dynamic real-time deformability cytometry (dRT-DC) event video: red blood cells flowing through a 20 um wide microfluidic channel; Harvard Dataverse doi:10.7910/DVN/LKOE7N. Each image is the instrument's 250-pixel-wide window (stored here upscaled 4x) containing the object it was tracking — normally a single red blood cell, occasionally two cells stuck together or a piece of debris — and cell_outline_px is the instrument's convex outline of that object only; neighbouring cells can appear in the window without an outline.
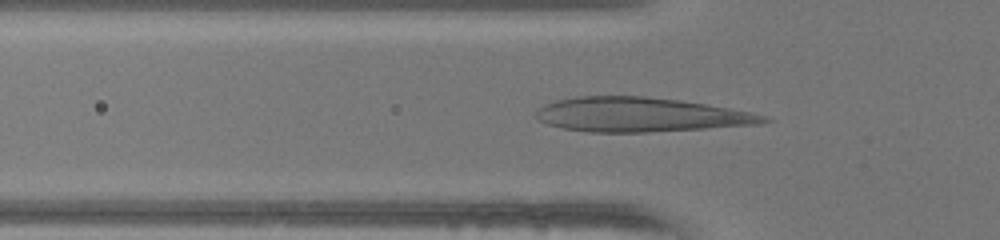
{"species": "human", "species_latin": "Homo sapiens", "temperature_condition": "warm", "stored_images_in_passage": 31, "camera_frame_rate_fps": 3000, "um_per_image_px": 0.085, "donor": {"sex": "female"}, "frame": {"image": 1, "passage_image": 3, "time_ms": 0.667, "image_size_px": [1000, 240], "cell_outline_px": [[772, 120], [760, 124], [648, 132], [588, 132], [564, 128], [548, 124], [540, 120], [536, 116], [536, 112], [544, 104], [556, 100], [576, 96], [644, 96], [680, 100], [752, 112], [764, 116]], "centroid_in_image_um": [54.41, 9.74], "position_along_channel_um": 71.4, "area_um2": 45.2}}
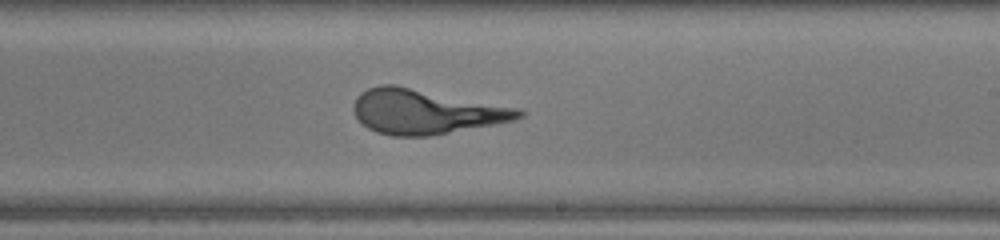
{"frame": {"image": 2, "passage_image": 16, "time_ms": 5.0, "image_size_px": [1000, 240], "cell_outline_px": [[524, 116], [516, 120], [496, 124], [428, 136], [392, 136], [376, 132], [368, 128], [352, 112], [352, 104], [356, 96], [360, 92], [368, 88], [380, 84], [396, 84], [516, 108], [524, 112]], "centroid_in_image_um": [36.11, 9.48], "position_along_channel_um": 252.9, "area_um2": 43.0}}
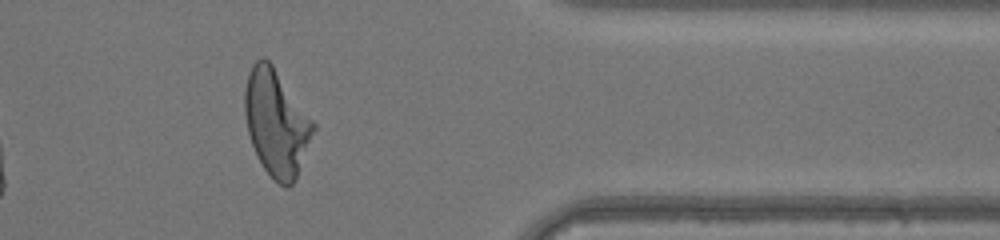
{"frame": {"image": 3, "passage_image": 27, "time_ms": 8.667, "image_size_px": [1000, 240], "cell_outline_px": [[316, 128], [296, 180], [288, 188], [280, 184], [264, 168], [256, 156], [248, 132], [244, 112], [244, 88], [252, 64], [260, 56], [264, 56], [272, 64], [316, 124]], "centroid_in_image_um": [23.49, 10.43], "position_along_channel_um": 387.9, "area_um2": 42.37}}